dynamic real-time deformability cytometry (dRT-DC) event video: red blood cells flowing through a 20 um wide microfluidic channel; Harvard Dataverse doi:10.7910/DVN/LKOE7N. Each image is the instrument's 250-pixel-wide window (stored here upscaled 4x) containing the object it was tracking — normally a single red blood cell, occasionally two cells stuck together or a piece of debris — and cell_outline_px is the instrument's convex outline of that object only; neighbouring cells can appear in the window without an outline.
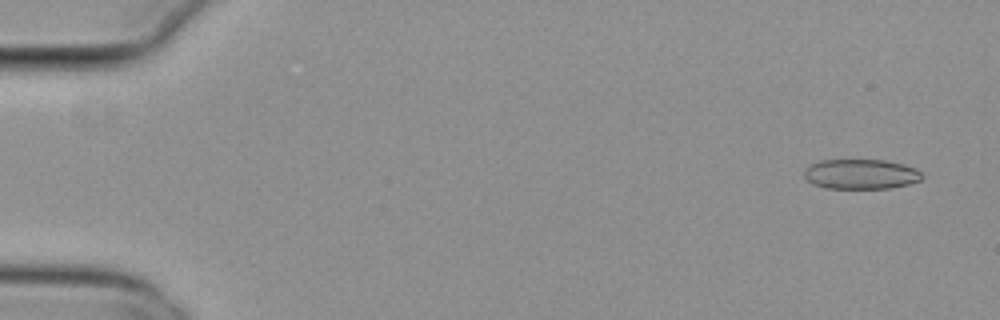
{"species": "common noctule bat (a hibernating species)", "species_latin": "Nyctalus noctula", "temperature_condition": "cold", "stored_images_in_passage": 55, "camera_frame_rate_fps": 3000, "um_per_image_px": 0.085, "animal": {"sex": "female", "body_mass_g": 29.2, "forearm_length_mm": 56.3}, "frame": {"image": 1, "passage_image": 3, "time_ms": 0.667, "image_size_px": [1000, 320], "cell_outline_px": [[924, 176], [920, 180], [908, 184], [892, 188], [824, 188], [812, 184], [804, 176], [804, 168], [820, 160], [884, 160], [904, 164], [916, 168]], "centroid_in_image_um": [73.17, 14.8], "position_along_channel_um": 11.8, "area_um2": 20.63}}
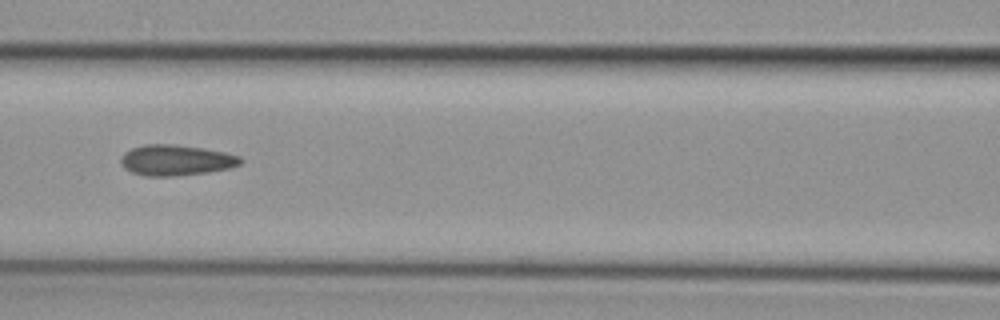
{"frame": {"image": 2, "passage_image": 25, "time_ms": 8.0, "image_size_px": [1000, 320], "cell_outline_px": [[244, 160], [240, 164], [228, 168], [208, 172], [176, 176], [144, 176], [132, 172], [124, 168], [120, 160], [120, 156], [124, 152], [132, 148], [144, 144], [172, 144], [204, 148], [224, 152], [240, 156]], "centroid_in_image_um": [14.94, 13.61], "position_along_channel_um": 151.7, "area_um2": 21.5}}
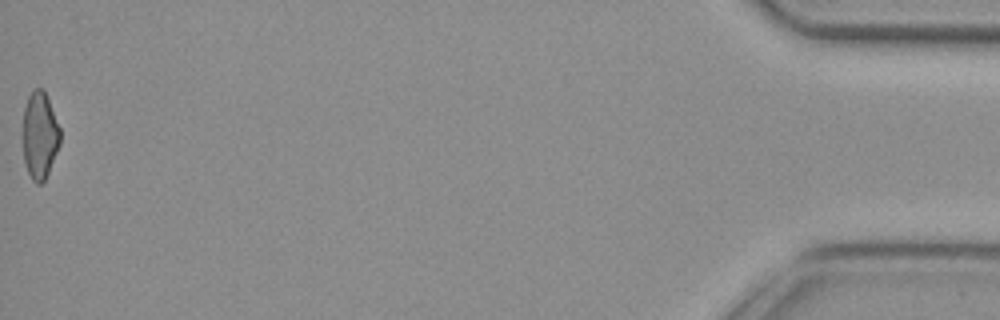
{"frame": {"image": 3, "passage_image": 55, "time_ms": 18.0, "image_size_px": [1000, 320], "cell_outline_px": [[60, 144], [48, 172], [44, 180], [40, 184], [36, 184], [32, 180], [28, 172], [24, 160], [24, 108], [28, 96], [32, 88], [44, 88], [60, 128]], "centroid_in_image_um": [3.39, 11.47], "position_along_channel_um": 431.8, "area_um2": 18.79}, "authors_computed_cell_mechanics": {"area_um2": 20.6924, "velocity_mm_per_s": 3.8002, "shape_relaxation_time_tau1_ms": null, "shape_relaxation_time_tau2_ms": 3.5795, "deformation_change_tau1": null, "deformation_change_tau2": 0.0915}}